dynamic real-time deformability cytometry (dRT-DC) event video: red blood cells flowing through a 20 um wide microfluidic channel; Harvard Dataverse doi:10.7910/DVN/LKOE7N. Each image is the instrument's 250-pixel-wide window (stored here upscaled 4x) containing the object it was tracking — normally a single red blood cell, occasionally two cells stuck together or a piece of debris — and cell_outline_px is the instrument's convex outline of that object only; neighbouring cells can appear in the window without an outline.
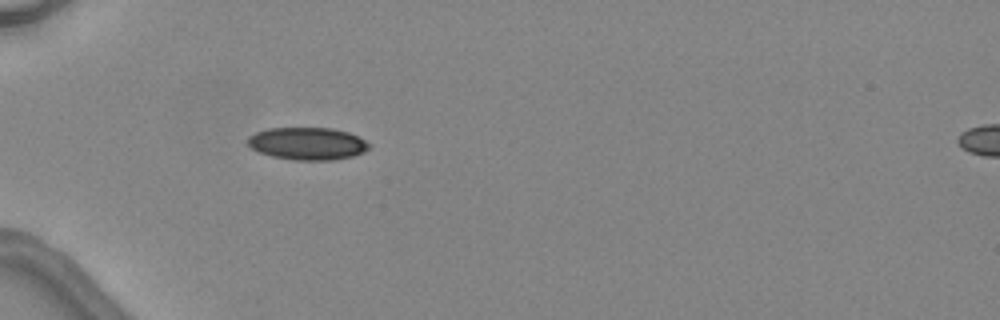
{"species": "common noctule bat (a hibernating species)", "species_latin": "Nyctalus noctula", "temperature_condition": "warm", "stored_images_in_passage": 2, "segment_of_instrument_passage": [1, 2], "camera_frame_rate_fps": 3000, "um_per_image_px": 0.085, "animal": {"sex": "female", "body_mass_g": 24.6, "forearm_length_mm": 56.2}, "frame": {"image": 1, "passage_image": 1, "time_ms": 0.0, "image_size_px": [1000, 320], "cell_outline_px": [[372, 144], [364, 152], [352, 156], [332, 160], [292, 160], [272, 156], [260, 152], [252, 148], [248, 144], [248, 136], [256, 132], [268, 128], [332, 128], [348, 132]], "centroid_in_image_um": [26.14, 12.2], "position_along_channel_um": 58.9, "area_um2": 22.89}}